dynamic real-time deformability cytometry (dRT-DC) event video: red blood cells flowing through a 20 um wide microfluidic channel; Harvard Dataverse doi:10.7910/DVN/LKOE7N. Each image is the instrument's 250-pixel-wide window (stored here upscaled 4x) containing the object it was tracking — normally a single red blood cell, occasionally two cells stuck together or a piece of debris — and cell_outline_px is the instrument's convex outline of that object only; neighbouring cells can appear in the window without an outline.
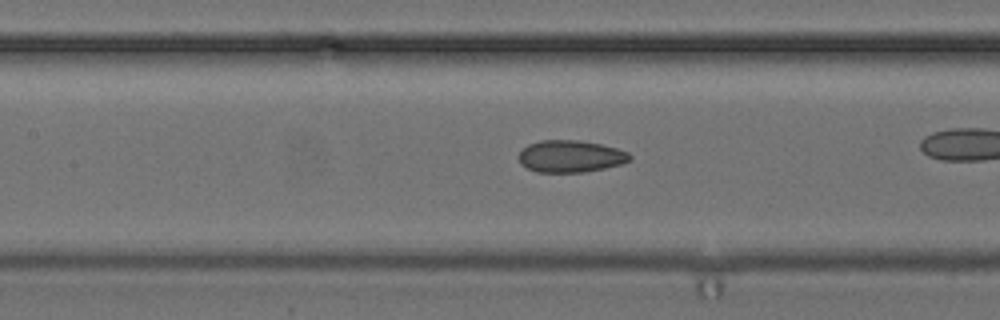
{"species": "common noctule bat (a hibernating species)", "species_latin": "Nyctalus noctula", "temperature_condition": "cold", "stored_images_in_passage": 41, "camera_frame_rate_fps": 3000, "um_per_image_px": 0.085, "animal": {"sex": "female", "body_mass_g": 24.6, "forearm_length_mm": 56.2}, "frame": {"image": 1, "passage_image": 24, "time_ms": 7.667, "image_size_px": [1000, 320], "cell_outline_px": [[632, 160], [620, 164], [604, 168], [584, 172], [536, 172], [520, 164], [520, 152], [528, 144], [540, 140], [580, 140], [600, 144], [616, 148], [628, 152], [632, 156]], "centroid_in_image_um": [48.51, 13.28], "position_along_channel_um": 158.9, "area_um2": 20.69}}
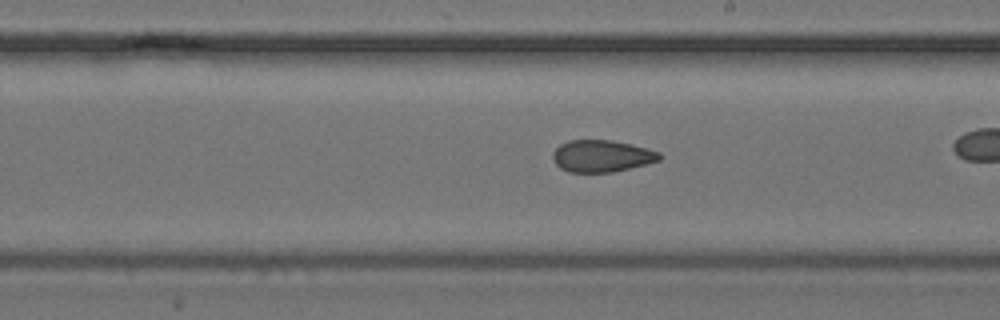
{"frame": {"image": 2, "passage_image": 30, "time_ms": 9.667, "image_size_px": [1000, 320], "cell_outline_px": [[660, 160], [612, 172], [568, 172], [560, 168], [552, 160], [552, 152], [560, 144], [568, 140], [612, 140], [632, 144], [648, 148], [660, 152]], "centroid_in_image_um": [51.11, 13.25], "position_along_channel_um": 237.9, "area_um2": 19.88}}